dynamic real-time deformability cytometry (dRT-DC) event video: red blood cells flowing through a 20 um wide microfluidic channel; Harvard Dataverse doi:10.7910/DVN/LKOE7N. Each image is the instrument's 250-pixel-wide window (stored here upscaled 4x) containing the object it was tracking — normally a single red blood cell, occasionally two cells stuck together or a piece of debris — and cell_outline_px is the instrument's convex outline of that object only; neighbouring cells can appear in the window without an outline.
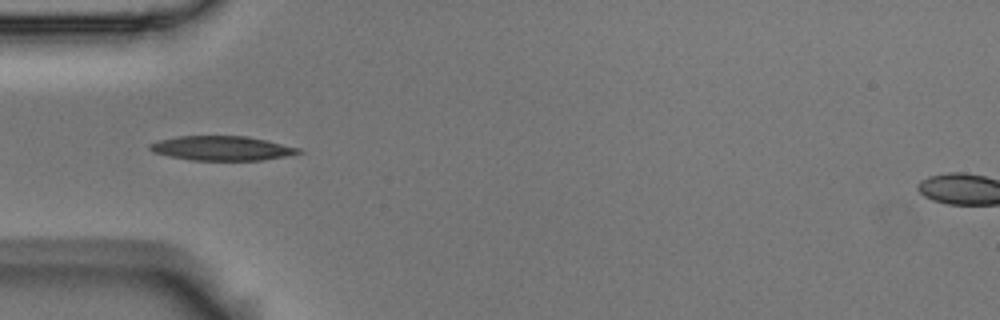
{"species": "Egyptian fruit bat (a non-hibernating species)", "species_latin": "Rousettus aegyptiacus", "temperature_condition": "room temperature", "stored_images_in_passage": 28, "camera_frame_rate_fps": 3000, "um_per_image_px": 0.085, "animal": {"sex": "male"}, "frame": {"image": 1, "passage_image": 5, "time_ms": 1.333, "image_size_px": [1000, 320], "cell_outline_px": [[304, 152], [284, 156], [260, 160], [192, 160], [152, 152], [148, 148], [148, 144], [160, 140], [176, 136], [244, 136], [264, 140], [300, 148]], "centroid_in_image_um": [18.82, 12.6], "position_along_channel_um": 66.2, "area_um2": 20.87}}
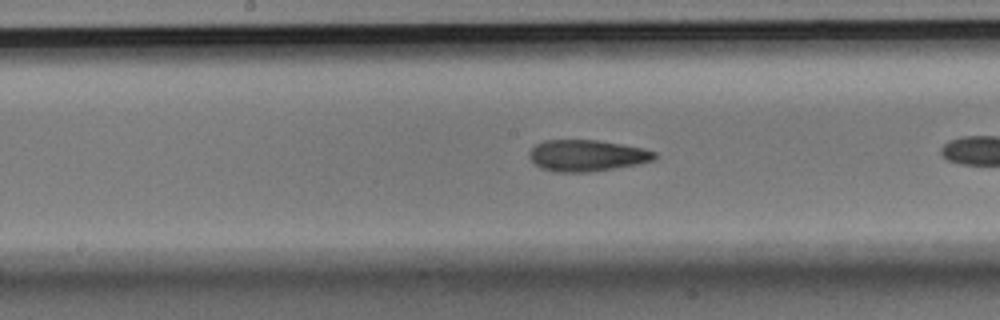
{"frame": {"image": 2, "passage_image": 13, "time_ms": 4.0, "image_size_px": [1000, 320], "cell_outline_px": [[656, 156], [652, 160], [636, 164], [588, 172], [556, 172], [540, 168], [532, 160], [528, 152], [536, 144], [544, 140], [596, 140], [644, 148], [656, 152]], "centroid_in_image_um": [49.85, 13.21], "position_along_channel_um": 198.4, "area_um2": 22.66}}
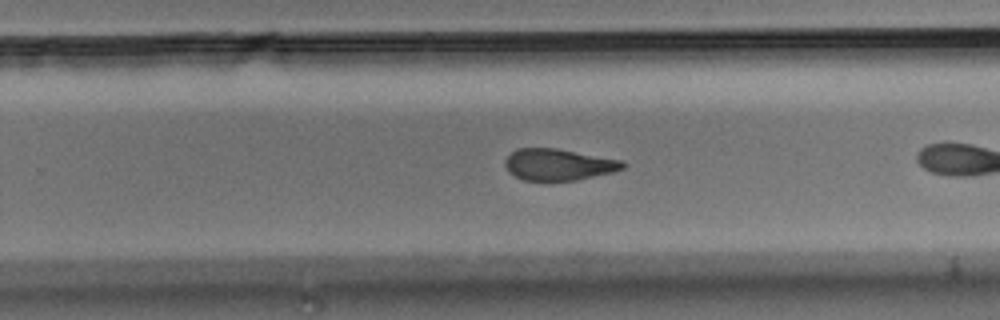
{"frame": {"image": 3, "passage_image": 20, "time_ms": 6.333, "image_size_px": [1000, 320], "cell_outline_px": [[628, 164], [624, 168], [612, 172], [576, 180], [524, 180], [508, 172], [504, 164], [504, 160], [516, 148], [556, 148], [624, 160]], "centroid_in_image_um": [47.49, 13.97], "position_along_channel_um": 282.3, "area_um2": 21.68}}